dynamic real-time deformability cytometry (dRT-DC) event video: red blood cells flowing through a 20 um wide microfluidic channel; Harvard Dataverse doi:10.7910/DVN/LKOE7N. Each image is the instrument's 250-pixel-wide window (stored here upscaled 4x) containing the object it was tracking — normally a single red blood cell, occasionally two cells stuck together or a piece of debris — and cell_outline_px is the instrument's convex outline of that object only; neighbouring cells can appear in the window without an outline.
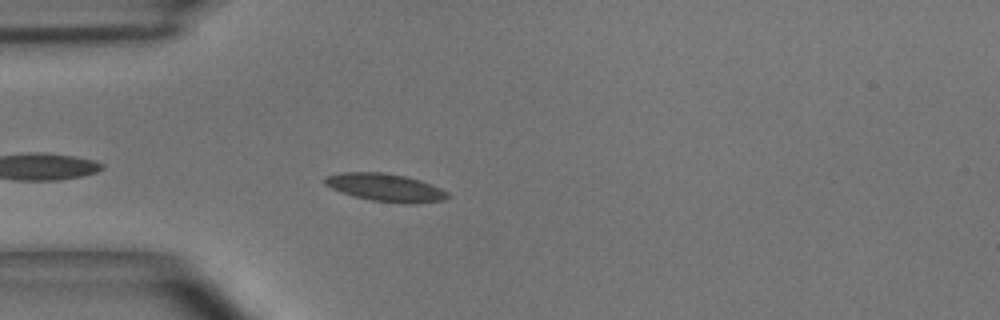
{"species": "common noctule bat (a hibernating species)", "species_latin": "Nyctalus noctula", "temperature_condition": "room temperature", "stored_images_in_passage": 3, "camera_frame_rate_fps": 3000, "um_per_image_px": 0.085, "animal": {"sex": "male", "body_mass_g": 15.6}, "frame": {"image": 1, "passage_image": 3, "time_ms": 0.667, "image_size_px": [1000, 320], "cell_outline_px": [[452, 196], [444, 200], [412, 204], [404, 204], [372, 200], [340, 192], [324, 184], [324, 176], [340, 172], [380, 172], [404, 176], [420, 180], [440, 188], [448, 192]], "centroid_in_image_um": [32.77, 15.94], "position_along_channel_um": 52.2, "area_um2": 19.94}}